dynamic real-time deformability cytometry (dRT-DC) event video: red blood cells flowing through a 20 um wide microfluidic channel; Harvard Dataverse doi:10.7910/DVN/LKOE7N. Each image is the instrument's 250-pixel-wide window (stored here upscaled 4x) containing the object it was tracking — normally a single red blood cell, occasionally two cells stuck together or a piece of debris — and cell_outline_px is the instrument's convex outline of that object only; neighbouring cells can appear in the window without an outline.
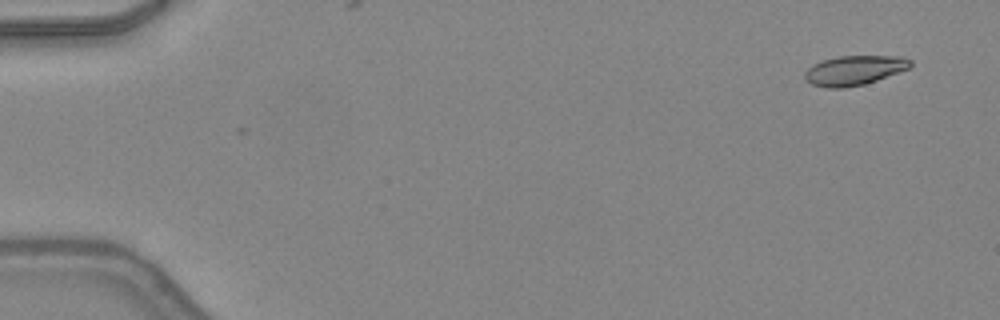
{"species": "common noctule bat (a hibernating species)", "species_latin": "Nyctalus noctula", "temperature_condition": "warm", "stored_images_in_passage": 48, "camera_frame_rate_fps": 3000, "um_per_image_px": 0.085, "animal": {"sex": "female", "body_mass_g": 24.6, "forearm_length_mm": 56.2}, "frame": {"image": 1, "passage_image": 3, "time_ms": 0.667, "image_size_px": [1000, 320], "cell_outline_px": [[912, 64], [908, 68], [876, 80], [864, 84], [844, 88], [828, 88], [812, 84], [804, 76], [804, 72], [812, 64], [824, 60], [840, 56], [904, 56], [912, 60]], "centroid_in_image_um": [72.61, 5.97], "position_along_channel_um": 12.4, "area_um2": 18.03}}
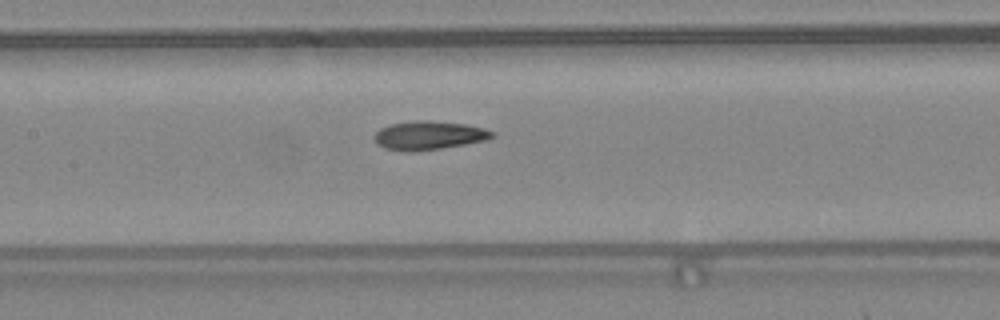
{"frame": {"image": 2, "passage_image": 24, "time_ms": 7.667, "image_size_px": [1000, 320], "cell_outline_px": [[496, 136], [488, 140], [440, 148], [412, 152], [408, 152], [384, 148], [376, 144], [372, 136], [380, 128], [388, 124], [416, 120], [428, 120], [464, 124], [484, 128], [496, 132]], "centroid_in_image_um": [36.43, 11.5], "position_along_channel_um": 171.0, "area_um2": 19.94}}
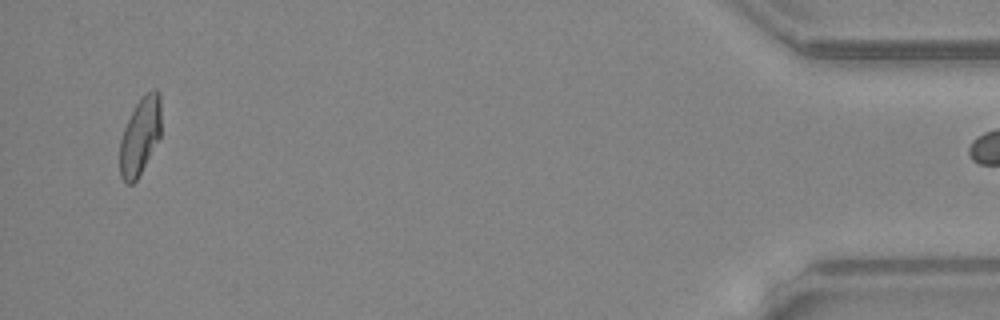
{"frame": {"image": 3, "passage_image": 47, "time_ms": 15.333, "image_size_px": [1000, 320], "cell_outline_px": [[160, 136], [136, 180], [132, 184], [124, 184], [120, 176], [120, 140], [124, 128], [136, 104], [152, 88], [156, 88], [160, 92]], "centroid_in_image_um": [11.9, 11.58], "position_along_channel_um": 423.3, "area_um2": 18.32}}